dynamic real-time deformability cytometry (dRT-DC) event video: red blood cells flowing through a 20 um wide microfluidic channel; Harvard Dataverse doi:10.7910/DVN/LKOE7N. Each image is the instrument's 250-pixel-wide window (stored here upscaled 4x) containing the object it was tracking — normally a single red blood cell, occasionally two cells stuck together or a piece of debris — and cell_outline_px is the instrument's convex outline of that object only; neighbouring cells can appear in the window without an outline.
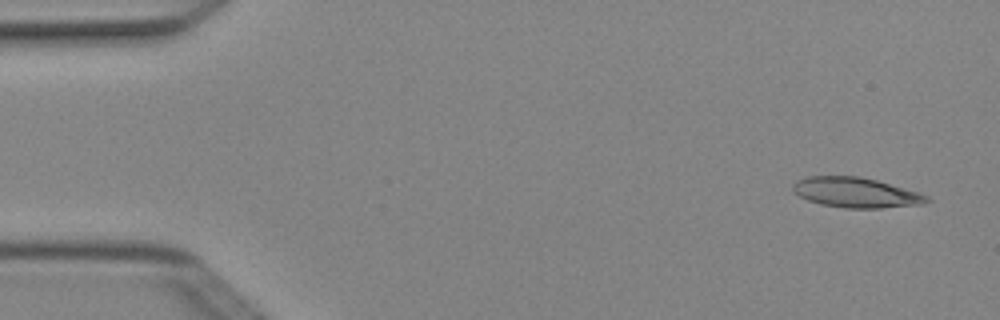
{"species": "Egyptian fruit bat (a non-hibernating species)", "species_latin": "Rousettus aegyptiacus", "temperature_condition": "cold", "stored_images_in_passage": 4, "camera_frame_rate_fps": 3000, "um_per_image_px": 0.085, "animal": {"sex": "female"}, "frame": {"image": 1, "passage_image": 1, "time_ms": 0.0, "image_size_px": [1000, 320], "cell_outline_px": [[932, 200], [924, 204], [880, 208], [844, 208], [820, 204], [808, 200], [800, 196], [792, 188], [792, 184], [796, 180], [804, 176], [860, 176], [876, 180], [920, 192], [928, 196]], "centroid_in_image_um": [72.77, 16.36], "position_along_channel_um": 12.2, "area_um2": 23.64}}
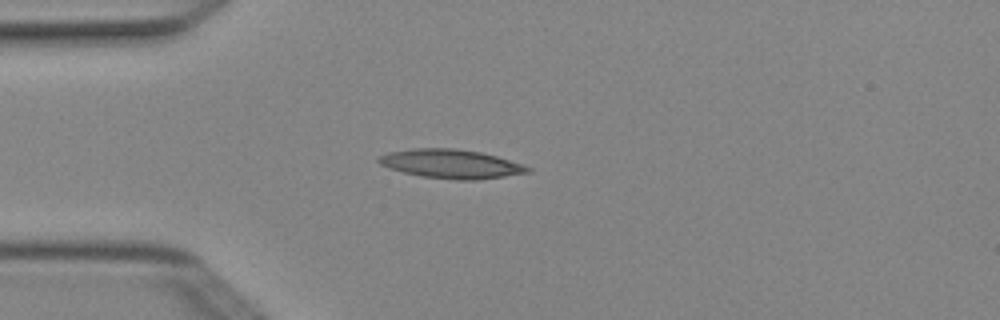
{"frame": {"image": 2, "passage_image": 4, "time_ms": 1.0, "image_size_px": [1000, 320], "cell_outline_px": [[532, 172], [476, 180], [456, 180], [420, 176], [404, 172], [380, 164], [376, 160], [380, 156], [388, 152], [412, 148], [456, 148], [480, 152], [496, 156], [524, 164], [532, 168]], "centroid_in_image_um": [38.37, 13.93], "position_along_channel_um": 46.6, "area_um2": 25.14}}